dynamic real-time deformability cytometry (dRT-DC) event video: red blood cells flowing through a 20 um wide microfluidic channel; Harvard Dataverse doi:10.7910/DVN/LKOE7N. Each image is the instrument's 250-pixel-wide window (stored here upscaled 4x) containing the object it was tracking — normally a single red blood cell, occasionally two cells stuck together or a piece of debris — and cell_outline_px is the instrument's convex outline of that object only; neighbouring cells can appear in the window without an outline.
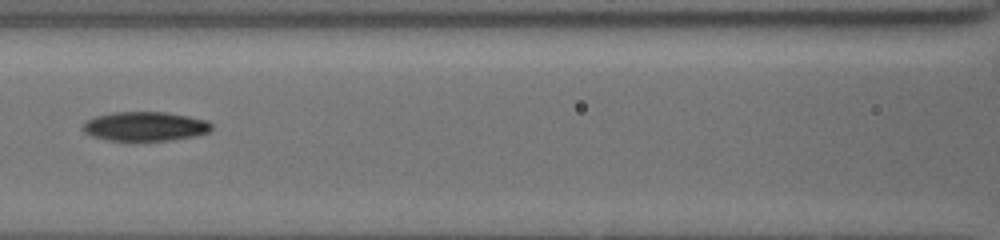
{"species": "common noctule bat (a hibernating species)", "species_latin": "Nyctalus noctula", "temperature_condition": "cold", "stored_images_in_passage": 15, "camera_frame_rate_fps": 3000, "um_per_image_px": 0.085, "animal": {"sex": "female", "body_mass_g": 19.5, "forearm_length_mm": 54.1}, "frame": {"image": 1, "passage_image": 14, "time_ms": 9.0, "image_size_px": [1000, 240], "cell_outline_px": [[212, 128], [208, 132], [196, 136], [172, 140], [108, 140], [92, 136], [84, 132], [84, 120], [96, 116], [112, 112], [168, 112], [208, 120], [212, 124]], "centroid_in_image_um": [12.35, 10.73], "position_along_channel_um": 154.2, "area_um2": 21.96}}